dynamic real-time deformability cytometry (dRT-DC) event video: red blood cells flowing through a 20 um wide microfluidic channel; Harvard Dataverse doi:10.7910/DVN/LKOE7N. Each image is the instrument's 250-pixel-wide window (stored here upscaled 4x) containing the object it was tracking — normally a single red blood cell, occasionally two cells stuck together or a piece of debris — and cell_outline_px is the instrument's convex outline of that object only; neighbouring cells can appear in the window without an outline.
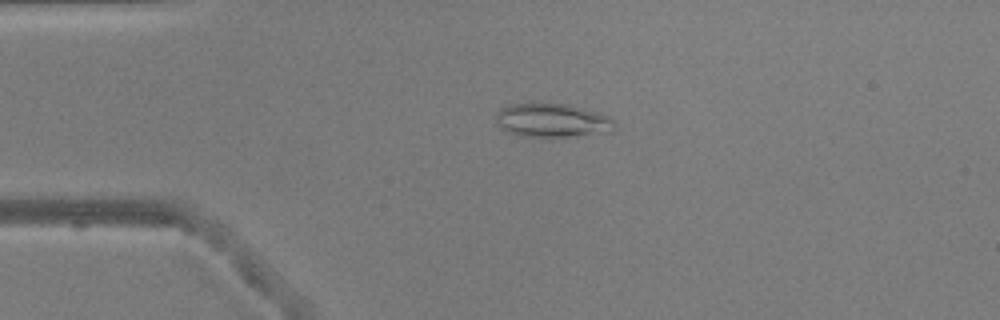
{"species": "common noctule bat (a hibernating species)", "species_latin": "Nyctalus noctula", "temperature_condition": "warm", "stored_images_in_passage": 52, "camera_frame_rate_fps": 3000, "um_per_image_px": 0.085, "animal": {"sex": "male", "body_mass_g": 20.5, "forearm_length_mm": 52.5}, "frame": {"image": 1, "passage_image": 12, "time_ms": 3.667, "image_size_px": [1000, 320], "cell_outline_px": [[616, 128], [612, 132], [568, 136], [524, 136], [508, 132], [500, 128], [496, 124], [496, 112], [500, 108], [508, 104], [528, 100], [568, 104], [596, 112], [608, 116], [616, 120]], "centroid_in_image_um": [46.89, 10.18], "position_along_channel_um": 38.1, "area_um2": 24.16}}
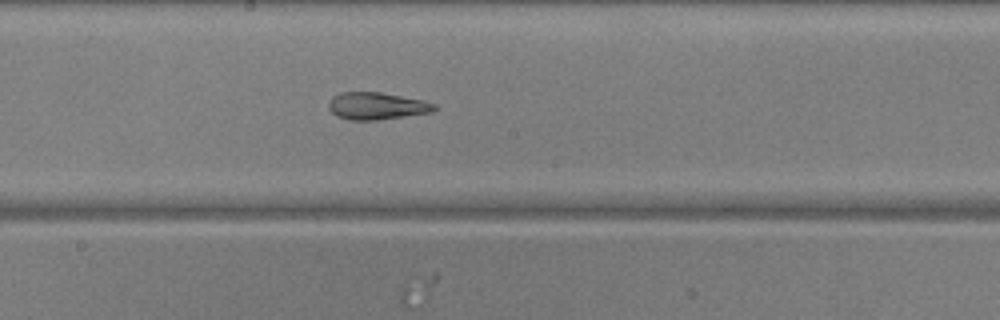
{"frame": {"image": 2, "passage_image": 28, "time_ms": 9.0, "image_size_px": [1000, 320], "cell_outline_px": [[440, 108], [432, 112], [376, 120], [348, 120], [336, 116], [328, 108], [328, 100], [332, 96], [340, 92], [380, 92], [424, 100], [436, 104]], "centroid_in_image_um": [32.02, 9.0], "position_along_channel_um": 216.2, "area_um2": 16.99}}
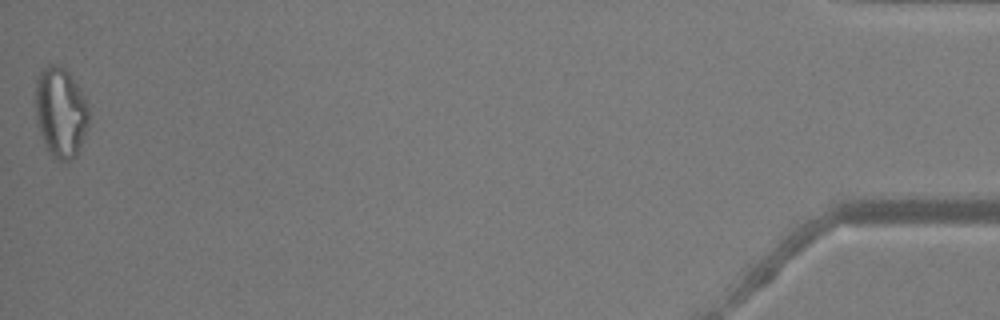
{"frame": {"image": 3, "passage_image": 52, "time_ms": 17.0, "image_size_px": [1000, 320], "cell_outline_px": [[88, 124], [84, 136], [76, 156], [68, 160], [60, 160], [52, 156], [36, 124], [36, 76], [48, 64], [60, 64], [68, 72], [84, 96], [88, 104]], "centroid_in_image_um": [5.15, 9.51], "position_along_channel_um": 430.1, "area_um2": 27.74}, "authors_computed_cell_mechanics": {"area_um2": 22.2241, "velocity_mm_per_s": 3.8955, "shape_relaxation_time_tau1_ms": null, "shape_relaxation_time_tau2_ms": 3.1613, "deformation_change_tau1": null, "deformation_change_tau2": 0.0961}}